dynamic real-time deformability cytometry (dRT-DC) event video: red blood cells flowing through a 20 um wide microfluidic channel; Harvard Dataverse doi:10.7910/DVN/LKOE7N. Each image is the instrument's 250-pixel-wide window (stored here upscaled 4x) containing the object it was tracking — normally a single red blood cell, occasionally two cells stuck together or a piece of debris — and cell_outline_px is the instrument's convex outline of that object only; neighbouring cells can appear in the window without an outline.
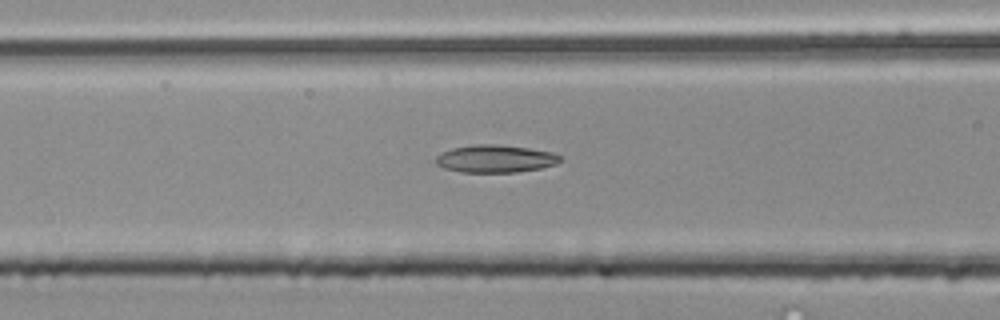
{"species": "common noctule bat (a hibernating species)", "species_latin": "Nyctalus noctula", "temperature_condition": "room temperature", "stored_images_in_passage": 29, "camera_frame_rate_fps": 3000, "um_per_image_px": 0.085, "animal": {"sex": "male", "body_mass_g": 20.4}, "frame": {"image": 1, "passage_image": 5, "time_ms": 1.333, "image_size_px": [1000, 320], "cell_outline_px": [[560, 160], [556, 164], [540, 168], [516, 172], [460, 172], [444, 168], [436, 164], [436, 156], [452, 148], [476, 144], [496, 144], [528, 148], [552, 152], [560, 156]], "centroid_in_image_um": [42.09, 13.49], "position_along_channel_um": 124.5, "area_um2": 19.83}}
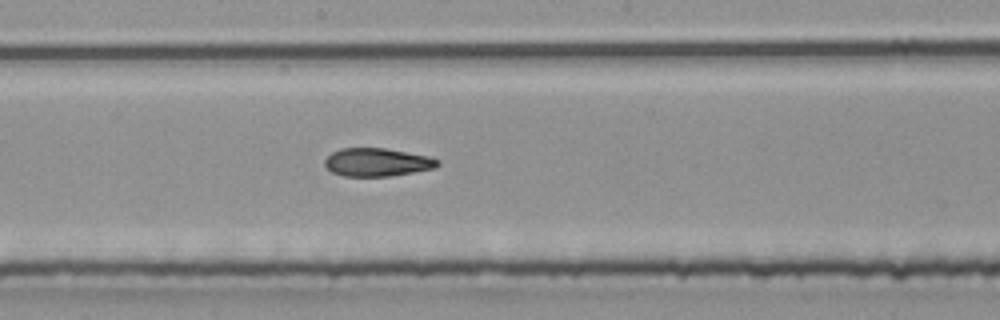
{"frame": {"image": 2, "passage_image": 12, "time_ms": 3.667, "image_size_px": [1000, 320], "cell_outline_px": [[440, 164], [432, 168], [412, 172], [388, 176], [344, 176], [332, 172], [324, 164], [324, 160], [332, 152], [340, 148], [384, 148], [428, 156], [440, 160]], "centroid_in_image_um": [32.03, 13.78], "position_along_channel_um": 216.2, "area_um2": 18.32}}
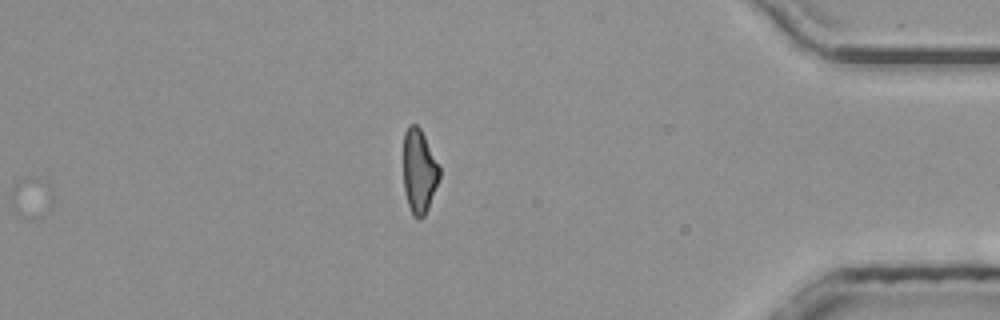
{"frame": {"image": 3, "passage_image": 29, "time_ms": 9.333, "image_size_px": [1000, 320], "cell_outline_px": [[440, 176], [428, 208], [424, 216], [420, 220], [416, 220], [412, 216], [404, 192], [404, 132], [408, 124], [416, 124], [420, 128], [440, 168]], "centroid_in_image_um": [35.61, 14.59], "position_along_channel_um": 399.6, "area_um2": 17.63}, "authors_computed_cell_mechanics": {"area_um2": 18.7272, "velocity_mm_per_s": 3.9299, "shape_relaxation_time_tau1_ms": null, "shape_relaxation_time_tau2_ms": 4.218, "deformation_change_tau1": null, "deformation_change_tau2": 0.1187}}